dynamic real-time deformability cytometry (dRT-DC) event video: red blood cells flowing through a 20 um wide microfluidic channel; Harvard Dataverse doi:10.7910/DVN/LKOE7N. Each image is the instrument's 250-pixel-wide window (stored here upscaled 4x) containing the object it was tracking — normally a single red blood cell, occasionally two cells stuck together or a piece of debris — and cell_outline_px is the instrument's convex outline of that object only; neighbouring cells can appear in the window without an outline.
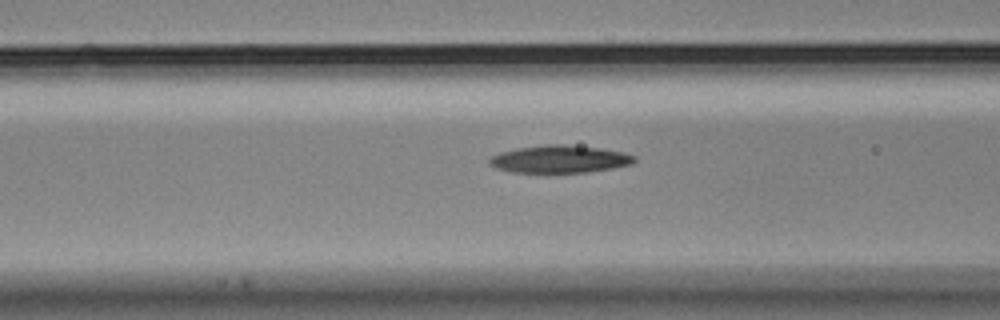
{"species": "Egyptian fruit bat (a non-hibernating species)", "species_latin": "Rousettus aegyptiacus", "temperature_condition": "cold", "stored_images_in_passage": 36, "camera_frame_rate_fps": 3000, "um_per_image_px": 0.085, "animal": {"sex": "male"}, "frame": {"image": 1, "passage_image": 13, "time_ms": 4.0, "image_size_px": [1000, 320], "cell_outline_px": [[636, 160], [632, 164], [612, 168], [588, 172], [512, 172], [496, 168], [488, 164], [488, 160], [492, 156], [500, 152], [516, 148], [544, 144], [564, 144], [600, 148], [624, 152], [636, 156]], "centroid_in_image_um": [47.57, 13.51], "position_along_channel_um": 119.0, "area_um2": 23.35}}
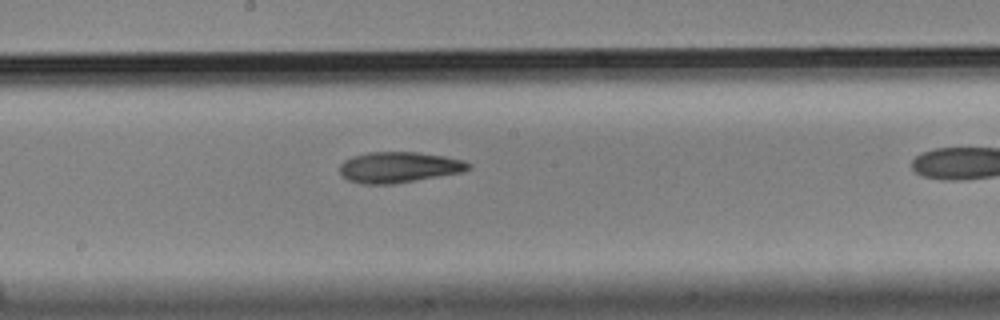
{"frame": {"image": 2, "passage_image": 21, "time_ms": 6.667, "image_size_px": [1000, 320], "cell_outline_px": [[472, 168], [464, 172], [392, 184], [360, 184], [348, 180], [340, 176], [340, 164], [344, 160], [352, 156], [368, 152], [416, 152], [444, 156], [464, 160], [472, 164]], "centroid_in_image_um": [33.91, 14.22], "position_along_channel_um": 214.3, "area_um2": 23.35}}
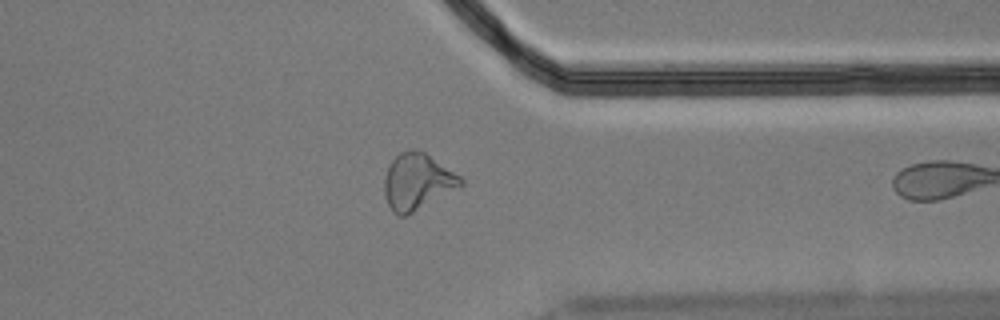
{"frame": {"image": 3, "passage_image": 35, "time_ms": 11.333, "image_size_px": [1000, 320], "cell_outline_px": [[464, 184], [460, 188], [404, 216], [400, 216], [392, 212], [384, 196], [384, 176], [392, 160], [400, 152], [412, 148], [424, 152], [460, 176], [464, 180]], "centroid_in_image_um": [35.46, 15.44], "position_along_channel_um": 375.9, "area_um2": 24.97}}